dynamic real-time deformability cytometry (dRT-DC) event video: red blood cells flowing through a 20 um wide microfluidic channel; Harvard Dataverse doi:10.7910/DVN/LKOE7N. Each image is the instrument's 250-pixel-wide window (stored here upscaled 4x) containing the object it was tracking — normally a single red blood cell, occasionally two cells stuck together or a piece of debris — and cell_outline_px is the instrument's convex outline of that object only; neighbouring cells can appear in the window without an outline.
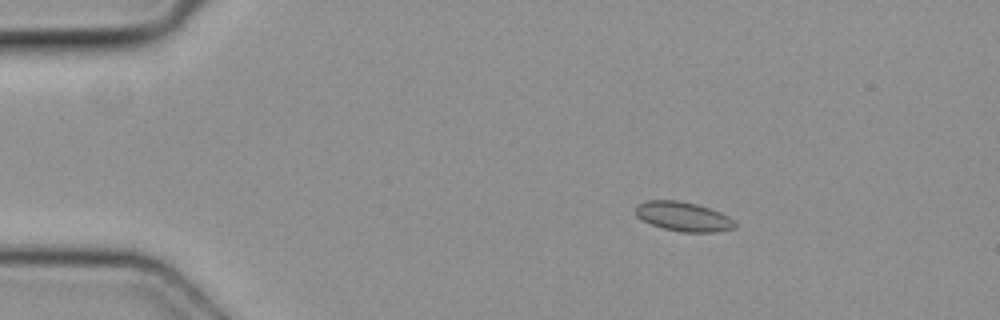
{"species": "common noctule bat (a hibernating species)", "species_latin": "Nyctalus noctula", "temperature_condition": "cold", "stored_images_in_passage": 6, "camera_frame_rate_fps": 3000, "um_per_image_px": 0.085, "animal": {"sex": "female", "body_mass_g": 19.3, "forearm_length_mm": 54.1}, "frame": {"image": 1, "passage_image": 3, "time_ms": 0.667, "image_size_px": [1000, 320], "cell_outline_px": [[736, 228], [716, 232], [680, 232], [664, 228], [652, 224], [636, 216], [636, 204], [648, 200], [676, 200], [696, 204], [720, 212], [728, 216], [736, 224]], "centroid_in_image_um": [58.08, 18.41], "position_along_channel_um": 26.9, "area_um2": 16.88}}
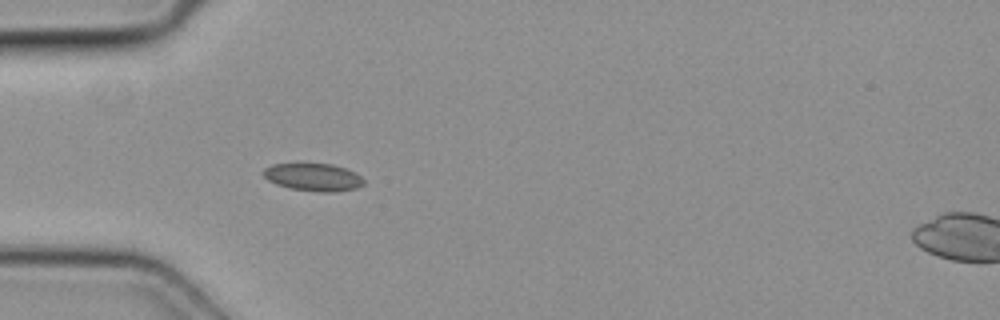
{"frame": {"image": 2, "passage_image": 5, "time_ms": 1.333, "image_size_px": [1000, 320], "cell_outline_px": [[364, 184], [356, 188], [336, 192], [320, 192], [288, 188], [276, 184], [268, 180], [264, 176], [264, 168], [272, 164], [332, 164], [344, 168], [360, 176], [364, 180]], "centroid_in_image_um": [26.62, 15.07], "position_along_channel_um": 58.4, "area_um2": 16.01}}